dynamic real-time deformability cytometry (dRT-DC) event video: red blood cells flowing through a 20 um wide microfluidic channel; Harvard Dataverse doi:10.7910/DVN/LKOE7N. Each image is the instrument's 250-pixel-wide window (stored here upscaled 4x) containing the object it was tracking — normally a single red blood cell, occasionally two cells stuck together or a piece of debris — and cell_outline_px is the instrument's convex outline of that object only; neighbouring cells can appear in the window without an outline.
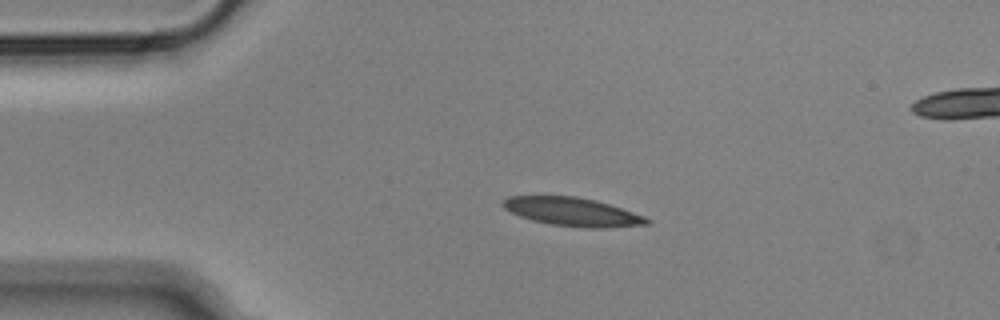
{"species": "Egyptian fruit bat (a non-hibernating species)", "species_latin": "Rousettus aegyptiacus", "temperature_condition": "cold", "stored_images_in_passage": 4, "camera_frame_rate_fps": 3000, "um_per_image_px": 0.085, "animal": {"sex": "male"}, "frame": {"image": 1, "passage_image": 1, "time_ms": 0.0, "image_size_px": [1000, 320], "cell_outline_px": [[652, 220], [648, 224], [600, 228], [588, 228], [552, 224], [532, 220], [520, 216], [504, 208], [500, 204], [508, 196], [576, 196], [596, 200], [644, 216]], "centroid_in_image_um": [48.64, 18.0], "position_along_channel_um": 36.4, "area_um2": 23.58}}